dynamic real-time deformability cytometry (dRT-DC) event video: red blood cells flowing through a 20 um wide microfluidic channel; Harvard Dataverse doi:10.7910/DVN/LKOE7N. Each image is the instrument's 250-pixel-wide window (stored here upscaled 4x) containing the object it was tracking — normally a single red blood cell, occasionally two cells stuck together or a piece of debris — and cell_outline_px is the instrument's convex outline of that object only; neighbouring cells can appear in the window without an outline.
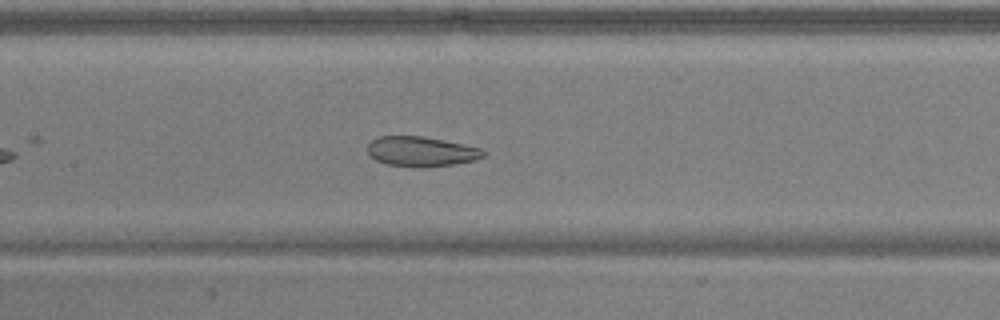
{"species": "common noctule bat (a hibernating species)", "species_latin": "Nyctalus noctula", "temperature_condition": "warm", "stored_images_in_passage": 38, "camera_frame_rate_fps": 3000, "um_per_image_px": 0.085, "animal": {"sex": "male", "body_mass_g": 17.9, "forearm_length_mm": 54.2}, "frame": {"image": 1, "passage_image": 13, "time_ms": 4.0, "image_size_px": [1000, 320], "cell_outline_px": [[484, 156], [476, 160], [452, 164], [424, 168], [416, 168], [384, 164], [376, 160], [368, 152], [368, 144], [376, 136], [420, 136], [480, 148], [484, 152]], "centroid_in_image_um": [35.75, 12.9], "position_along_channel_um": 171.7, "area_um2": 20.06}}
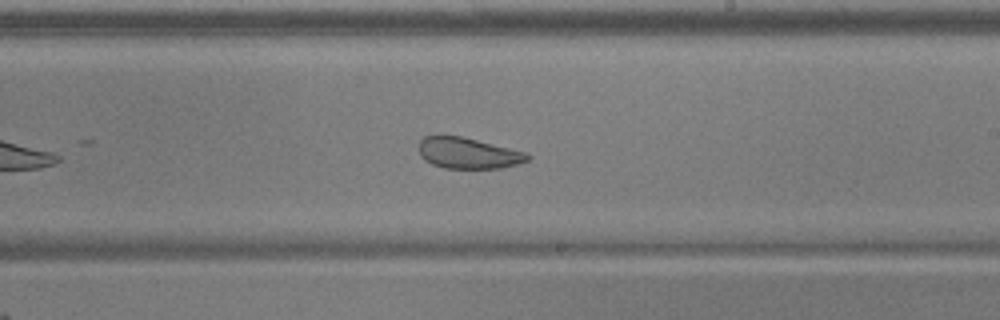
{"frame": {"image": 2, "passage_image": 19, "time_ms": 6.0, "image_size_px": [1000, 320], "cell_outline_px": [[532, 156], [528, 160], [516, 164], [500, 168], [444, 168], [432, 164], [424, 160], [420, 156], [420, 140], [424, 136], [440, 132], [460, 136], [528, 152]], "centroid_in_image_um": [39.75, 12.98], "position_along_channel_um": 249.2, "area_um2": 20.06}}
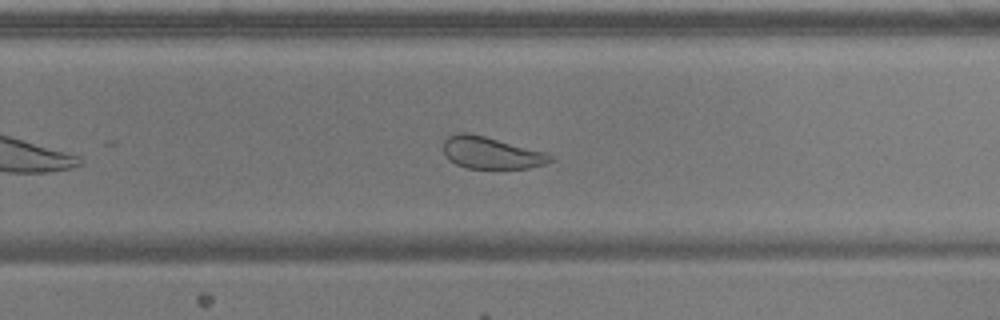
{"frame": {"image": 3, "passage_image": 22, "time_ms": 7.0, "image_size_px": [1000, 320], "cell_outline_px": [[552, 160], [544, 164], [528, 168], [468, 168], [456, 164], [448, 160], [444, 152], [444, 140], [448, 136], [460, 132], [468, 132], [484, 136], [544, 152], [552, 156]], "centroid_in_image_um": [41.7, 12.99], "position_along_channel_um": 288.1, "area_um2": 19.59}, "authors_computed_cell_mechanics": {"area_um2": 22.6287, "velocity_mm_per_s": 3.9004, "shape_relaxation_time_tau1_ms": null, "shape_relaxation_time_tau2_ms": 2.1764, "deformation_change_tau1": null, "deformation_change_tau2": 0.1005}}